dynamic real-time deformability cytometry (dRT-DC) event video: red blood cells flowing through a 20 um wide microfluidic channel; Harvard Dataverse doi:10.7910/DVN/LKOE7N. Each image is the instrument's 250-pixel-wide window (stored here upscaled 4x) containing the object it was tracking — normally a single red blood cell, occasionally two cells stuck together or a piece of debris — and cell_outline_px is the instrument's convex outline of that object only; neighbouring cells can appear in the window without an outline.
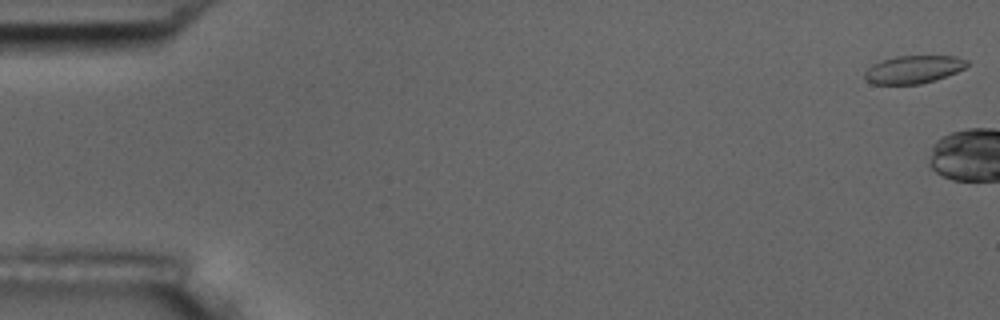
{"species": "common noctule bat (a hibernating species)", "species_latin": "Nyctalus noctula", "temperature_condition": "room temperature", "stored_images_in_passage": 10, "camera_frame_rate_fps": 3000, "um_per_image_px": 0.085, "animal": {"sex": "male", "body_mass_g": 17.5, "forearm_length_mm": 52.3}, "frame": {"image": 1, "passage_image": 1, "time_ms": 0.0, "image_size_px": [1000, 320], "cell_outline_px": [[968, 64], [964, 68], [956, 72], [936, 80], [920, 84], [872, 84], [864, 80], [864, 72], [872, 64], [880, 60], [896, 56], [956, 56], [968, 60]], "centroid_in_image_um": [77.61, 5.9], "position_along_channel_um": 7.4, "area_um2": 16.76}}